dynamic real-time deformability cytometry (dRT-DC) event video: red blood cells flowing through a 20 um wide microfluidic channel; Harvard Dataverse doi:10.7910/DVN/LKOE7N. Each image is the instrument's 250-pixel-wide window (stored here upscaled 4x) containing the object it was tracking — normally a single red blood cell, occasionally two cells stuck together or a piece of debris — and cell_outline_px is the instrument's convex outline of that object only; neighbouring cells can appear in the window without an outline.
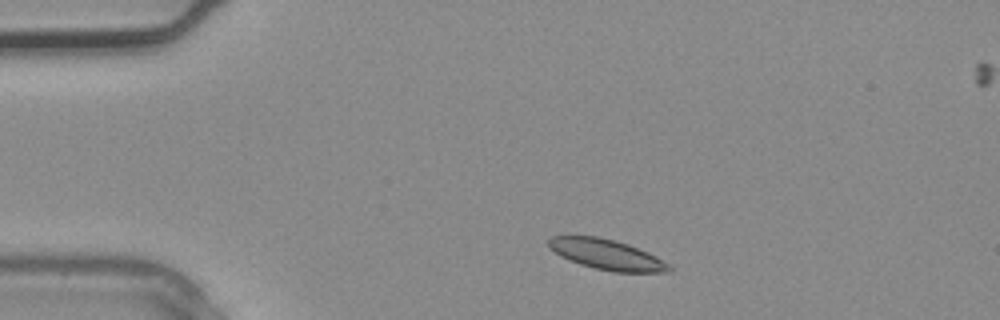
{"species": "common noctule bat (a hibernating species)", "species_latin": "Nyctalus noctula", "temperature_condition": "warm", "stored_images_in_passage": 2, "camera_frame_rate_fps": 3000, "um_per_image_px": 0.085, "animal": {"sex": "male", "body_mass_g": 20.4}, "frame": {"image": 1, "passage_image": 1, "time_ms": 0.0, "image_size_px": [1000, 320], "cell_outline_px": [[672, 272], [612, 272], [580, 264], [560, 256], [548, 248], [548, 240], [552, 236], [596, 236], [616, 240], [628, 244], [648, 252], [656, 256], [668, 264], [672, 268]], "centroid_in_image_um": [51.57, 21.63], "position_along_channel_um": 33.4, "area_um2": 21.27}}